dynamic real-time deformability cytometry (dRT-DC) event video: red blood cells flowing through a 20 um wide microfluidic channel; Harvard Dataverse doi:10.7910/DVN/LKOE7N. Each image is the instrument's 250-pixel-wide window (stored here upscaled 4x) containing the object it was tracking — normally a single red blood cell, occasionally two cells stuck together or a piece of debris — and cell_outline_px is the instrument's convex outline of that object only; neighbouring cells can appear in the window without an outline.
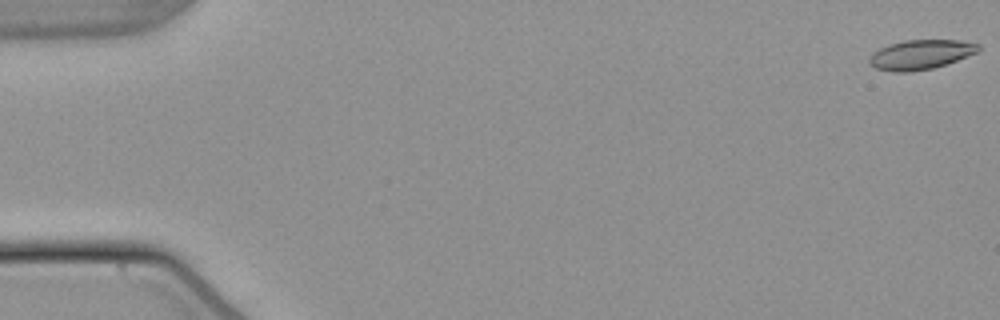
{"species": "common noctule bat (a hibernating species)", "species_latin": "Nyctalus noctula", "temperature_condition": "warm", "stored_images_in_passage": 46, "camera_frame_rate_fps": 3000, "um_per_image_px": 0.085, "animal": {"sex": "male", "body_mass_g": 21.5, "forearm_length_mm": 52.0}, "frame": {"image": 1, "passage_image": 1, "time_ms": 0.0, "image_size_px": [1000, 320], "cell_outline_px": [[980, 48], [976, 52], [956, 60], [932, 68], [908, 72], [892, 72], [876, 68], [868, 64], [868, 56], [872, 52], [888, 44], [904, 40], [960, 40], [980, 44]], "centroid_in_image_um": [78.18, 4.63], "position_along_channel_um": 6.8, "area_um2": 18.79}}
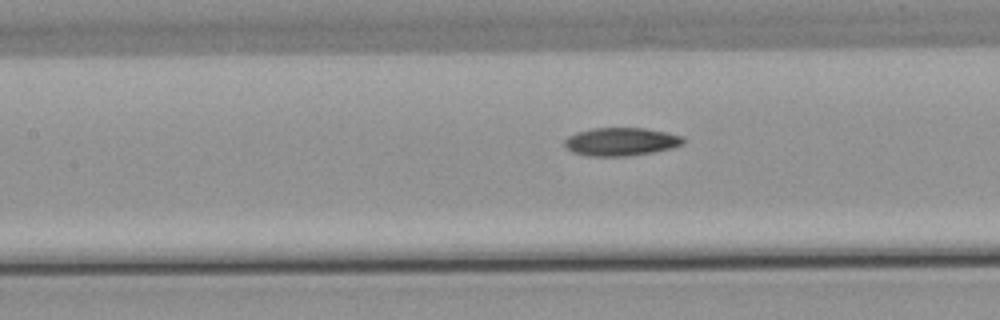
{"frame": {"image": 2, "passage_image": 25, "time_ms": 8.0, "image_size_px": [1000, 320], "cell_outline_px": [[684, 144], [672, 148], [652, 152], [628, 156], [588, 156], [572, 152], [564, 144], [564, 140], [568, 136], [576, 132], [592, 128], [644, 128], [684, 136]], "centroid_in_image_um": [52.78, 12.04], "position_along_channel_um": 154.6, "area_um2": 19.48}}
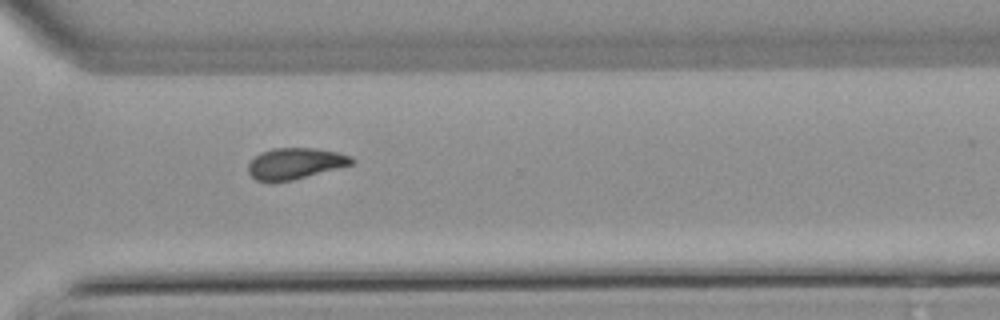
{"frame": {"image": 3, "passage_image": 40, "time_ms": 13.0, "image_size_px": [1000, 320], "cell_outline_px": [[356, 160], [352, 164], [292, 180], [268, 184], [256, 180], [248, 172], [248, 164], [260, 152], [272, 148], [316, 148], [336, 152], [352, 156]], "centroid_in_image_um": [25.05, 13.91], "position_along_channel_um": 345.6, "area_um2": 18.96}, "authors_computed_cell_mechanics": {"area_um2": 19.363, "velocity_mm_per_s": 3.8289, "shape_relaxation_time_tau1_ms": null, "shape_relaxation_time_tau2_ms": 7.1284, "deformation_change_tau1": null, "deformation_change_tau2": 0.1329}}